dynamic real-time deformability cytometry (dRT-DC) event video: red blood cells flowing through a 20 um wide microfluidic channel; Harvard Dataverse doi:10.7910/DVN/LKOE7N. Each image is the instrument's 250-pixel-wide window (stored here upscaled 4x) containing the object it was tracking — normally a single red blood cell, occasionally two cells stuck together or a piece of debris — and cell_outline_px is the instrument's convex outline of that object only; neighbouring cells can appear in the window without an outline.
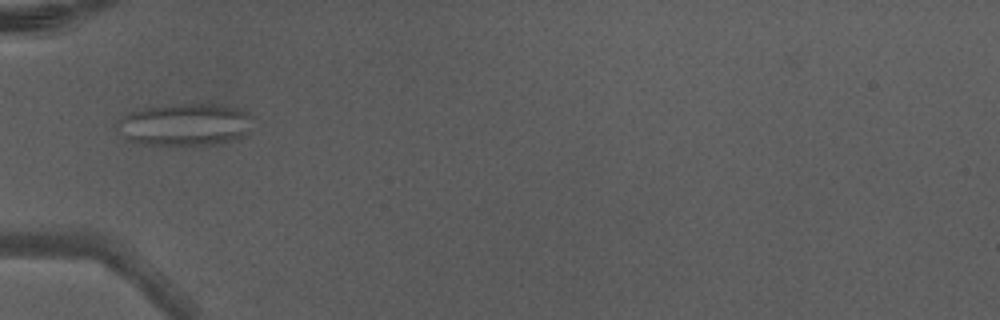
{"species": "Egyptian fruit bat (a non-hibernating species)", "species_latin": "Rousettus aegyptiacus", "temperature_condition": "warm", "stored_images_in_passage": 2, "camera_frame_rate_fps": 3000, "um_per_image_px": 0.085, "animal": {"sex": "male"}, "frame": {"image": 1, "passage_image": 2, "time_ms": 0.333, "image_size_px": [1000, 320], "cell_outline_px": [[252, 132], [236, 140], [212, 144], [144, 144], [124, 140], [116, 128], [116, 124], [124, 116], [132, 112], [144, 108], [184, 104], [220, 104], [240, 108], [252, 116]], "centroid_in_image_um": [15.78, 10.59], "position_along_channel_um": 69.2, "area_um2": 33.58}}